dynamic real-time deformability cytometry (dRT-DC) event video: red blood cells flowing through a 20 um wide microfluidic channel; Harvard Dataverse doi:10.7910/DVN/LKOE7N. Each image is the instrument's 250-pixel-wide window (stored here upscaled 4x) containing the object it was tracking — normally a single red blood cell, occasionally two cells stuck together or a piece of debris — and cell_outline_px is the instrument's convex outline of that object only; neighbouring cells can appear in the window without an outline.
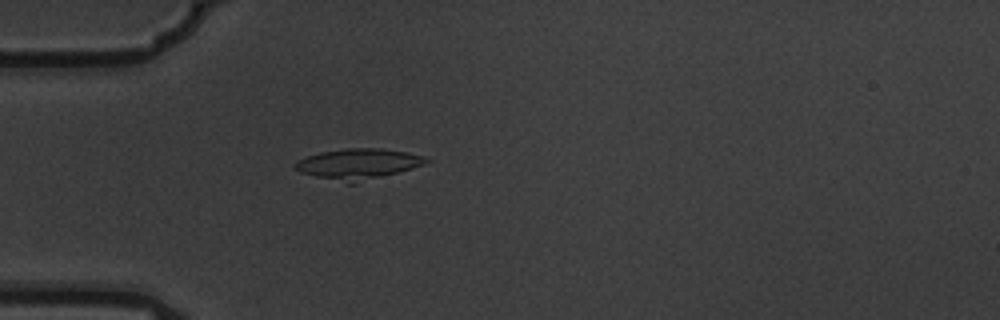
{"species": "common noctule bat (a hibernating species)", "species_latin": "Nyctalus noctula", "temperature_condition": "warm", "stored_images_in_passage": 4, "camera_frame_rate_fps": 3000, "um_per_image_px": 0.085, "animal": {"sex": "male", "body_mass_g": 19.5, "forearm_length_mm": 54.6}, "frame": {"image": 1, "passage_image": 4, "time_ms": 1.0, "image_size_px": [1000, 320], "cell_outline_px": [[432, 160], [424, 164], [412, 168], [356, 184], [348, 184], [300, 172], [292, 164], [296, 160], [320, 152], [344, 148], [376, 148], [408, 152], [424, 156]], "centroid_in_image_um": [30.44, 13.94], "position_along_channel_um": 54.6, "area_um2": 23.47}}